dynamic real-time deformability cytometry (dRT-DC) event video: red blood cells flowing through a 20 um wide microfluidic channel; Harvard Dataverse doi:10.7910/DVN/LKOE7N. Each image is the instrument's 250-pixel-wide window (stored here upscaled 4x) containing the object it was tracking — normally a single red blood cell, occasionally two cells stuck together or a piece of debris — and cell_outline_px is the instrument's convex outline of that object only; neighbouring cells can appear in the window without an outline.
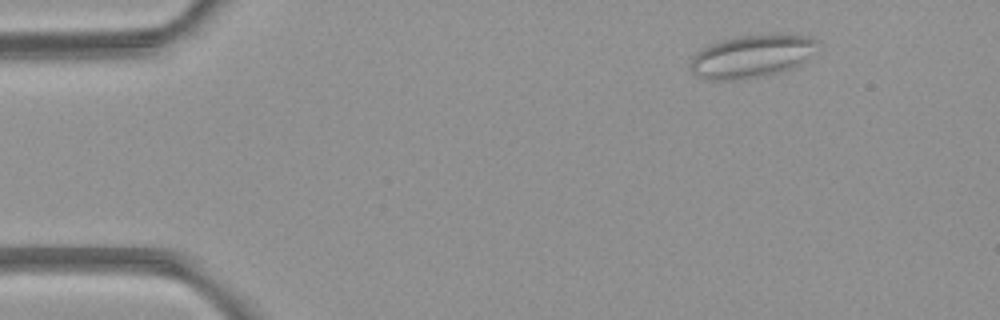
{"species": "common noctule bat (a hibernating species)", "species_latin": "Nyctalus noctula", "temperature_condition": "room temperature", "stored_images_in_passage": 3, "camera_frame_rate_fps": 3000, "um_per_image_px": 0.085, "animal": {"sex": "female", "body_mass_g": 21.9}, "frame": {"image": 1, "passage_image": 1, "time_ms": 0.0, "image_size_px": [1000, 320], "cell_outline_px": [[820, 52], [800, 64], [792, 68], [780, 72], [764, 76], [736, 80], [712, 80], [700, 76], [692, 72], [688, 68], [688, 64], [692, 56], [696, 52], [712, 44], [724, 40], [740, 36], [776, 32], [788, 32], [808, 36], [816, 40]], "centroid_in_image_um": [63.99, 4.75], "position_along_channel_um": 21.0, "area_um2": 32.6}}